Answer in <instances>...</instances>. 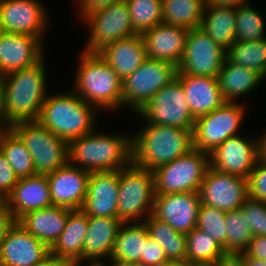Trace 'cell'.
<instances>
[{
    "label": "cell",
    "mask_w": 266,
    "mask_h": 266,
    "mask_svg": "<svg viewBox=\"0 0 266 266\" xmlns=\"http://www.w3.org/2000/svg\"><path fill=\"white\" fill-rule=\"evenodd\" d=\"M44 58L36 65L1 76L3 128L36 121L48 97Z\"/></svg>",
    "instance_id": "6da1fadb"
},
{
    "label": "cell",
    "mask_w": 266,
    "mask_h": 266,
    "mask_svg": "<svg viewBox=\"0 0 266 266\" xmlns=\"http://www.w3.org/2000/svg\"><path fill=\"white\" fill-rule=\"evenodd\" d=\"M132 136V163L154 171L194 149L193 129L146 123Z\"/></svg>",
    "instance_id": "7a4b0ae2"
},
{
    "label": "cell",
    "mask_w": 266,
    "mask_h": 266,
    "mask_svg": "<svg viewBox=\"0 0 266 266\" xmlns=\"http://www.w3.org/2000/svg\"><path fill=\"white\" fill-rule=\"evenodd\" d=\"M98 133L69 142L71 164L91 173L120 170L132 163V137Z\"/></svg>",
    "instance_id": "3957f363"
},
{
    "label": "cell",
    "mask_w": 266,
    "mask_h": 266,
    "mask_svg": "<svg viewBox=\"0 0 266 266\" xmlns=\"http://www.w3.org/2000/svg\"><path fill=\"white\" fill-rule=\"evenodd\" d=\"M97 110L74 91L61 92L45 99L37 121L69 143L95 130Z\"/></svg>",
    "instance_id": "277c9868"
},
{
    "label": "cell",
    "mask_w": 266,
    "mask_h": 266,
    "mask_svg": "<svg viewBox=\"0 0 266 266\" xmlns=\"http://www.w3.org/2000/svg\"><path fill=\"white\" fill-rule=\"evenodd\" d=\"M75 93L97 109L122 106V79L98 53L81 52Z\"/></svg>",
    "instance_id": "5b68a950"
},
{
    "label": "cell",
    "mask_w": 266,
    "mask_h": 266,
    "mask_svg": "<svg viewBox=\"0 0 266 266\" xmlns=\"http://www.w3.org/2000/svg\"><path fill=\"white\" fill-rule=\"evenodd\" d=\"M118 193L117 218L122 223L140 220L143 222L145 215L147 219L153 211L155 199L153 172L133 163L120 169Z\"/></svg>",
    "instance_id": "8992f818"
},
{
    "label": "cell",
    "mask_w": 266,
    "mask_h": 266,
    "mask_svg": "<svg viewBox=\"0 0 266 266\" xmlns=\"http://www.w3.org/2000/svg\"><path fill=\"white\" fill-rule=\"evenodd\" d=\"M32 156L36 174H48L69 161V143L36 121L14 123L9 127Z\"/></svg>",
    "instance_id": "52a82bcc"
},
{
    "label": "cell",
    "mask_w": 266,
    "mask_h": 266,
    "mask_svg": "<svg viewBox=\"0 0 266 266\" xmlns=\"http://www.w3.org/2000/svg\"><path fill=\"white\" fill-rule=\"evenodd\" d=\"M209 166V154L194 148L189 153L158 167L152 171L155 195L199 192Z\"/></svg>",
    "instance_id": "ba28073f"
},
{
    "label": "cell",
    "mask_w": 266,
    "mask_h": 266,
    "mask_svg": "<svg viewBox=\"0 0 266 266\" xmlns=\"http://www.w3.org/2000/svg\"><path fill=\"white\" fill-rule=\"evenodd\" d=\"M177 66L164 60L146 58L142 65L122 81V106L128 105L135 113L176 78Z\"/></svg>",
    "instance_id": "9c48e42d"
},
{
    "label": "cell",
    "mask_w": 266,
    "mask_h": 266,
    "mask_svg": "<svg viewBox=\"0 0 266 266\" xmlns=\"http://www.w3.org/2000/svg\"><path fill=\"white\" fill-rule=\"evenodd\" d=\"M245 107L225 101L212 112L194 121L193 144L195 149L210 154L228 138L237 136L244 120Z\"/></svg>",
    "instance_id": "30bf717a"
},
{
    "label": "cell",
    "mask_w": 266,
    "mask_h": 266,
    "mask_svg": "<svg viewBox=\"0 0 266 266\" xmlns=\"http://www.w3.org/2000/svg\"><path fill=\"white\" fill-rule=\"evenodd\" d=\"M148 124L193 129L194 118L190 112L182 83L173 79L161 88L137 113Z\"/></svg>",
    "instance_id": "8fae6325"
},
{
    "label": "cell",
    "mask_w": 266,
    "mask_h": 266,
    "mask_svg": "<svg viewBox=\"0 0 266 266\" xmlns=\"http://www.w3.org/2000/svg\"><path fill=\"white\" fill-rule=\"evenodd\" d=\"M82 21L90 28L88 43L83 50L88 53H97L110 43L137 34L131 25L129 8L125 0L94 11Z\"/></svg>",
    "instance_id": "7c38bea8"
},
{
    "label": "cell",
    "mask_w": 266,
    "mask_h": 266,
    "mask_svg": "<svg viewBox=\"0 0 266 266\" xmlns=\"http://www.w3.org/2000/svg\"><path fill=\"white\" fill-rule=\"evenodd\" d=\"M226 59V50L202 28L189 29L185 51L177 66L183 74L217 77Z\"/></svg>",
    "instance_id": "4fadbf2b"
},
{
    "label": "cell",
    "mask_w": 266,
    "mask_h": 266,
    "mask_svg": "<svg viewBox=\"0 0 266 266\" xmlns=\"http://www.w3.org/2000/svg\"><path fill=\"white\" fill-rule=\"evenodd\" d=\"M200 200L224 211L239 209L249 197L248 179L208 167L201 182Z\"/></svg>",
    "instance_id": "5bb4252c"
},
{
    "label": "cell",
    "mask_w": 266,
    "mask_h": 266,
    "mask_svg": "<svg viewBox=\"0 0 266 266\" xmlns=\"http://www.w3.org/2000/svg\"><path fill=\"white\" fill-rule=\"evenodd\" d=\"M260 157V137L247 140L237 135L228 138L212 151L209 163L217 171L248 179Z\"/></svg>",
    "instance_id": "9a60e30c"
},
{
    "label": "cell",
    "mask_w": 266,
    "mask_h": 266,
    "mask_svg": "<svg viewBox=\"0 0 266 266\" xmlns=\"http://www.w3.org/2000/svg\"><path fill=\"white\" fill-rule=\"evenodd\" d=\"M44 8L38 0H0V21L4 31L32 35L43 40L49 24Z\"/></svg>",
    "instance_id": "2e32d148"
},
{
    "label": "cell",
    "mask_w": 266,
    "mask_h": 266,
    "mask_svg": "<svg viewBox=\"0 0 266 266\" xmlns=\"http://www.w3.org/2000/svg\"><path fill=\"white\" fill-rule=\"evenodd\" d=\"M200 206L199 192L155 195L152 215L187 234L197 225Z\"/></svg>",
    "instance_id": "e0dca14e"
},
{
    "label": "cell",
    "mask_w": 266,
    "mask_h": 266,
    "mask_svg": "<svg viewBox=\"0 0 266 266\" xmlns=\"http://www.w3.org/2000/svg\"><path fill=\"white\" fill-rule=\"evenodd\" d=\"M50 255V248L31 235L18 221L0 244L3 266H34Z\"/></svg>",
    "instance_id": "ac0fdd59"
},
{
    "label": "cell",
    "mask_w": 266,
    "mask_h": 266,
    "mask_svg": "<svg viewBox=\"0 0 266 266\" xmlns=\"http://www.w3.org/2000/svg\"><path fill=\"white\" fill-rule=\"evenodd\" d=\"M46 175L52 205L81 210L87 194L90 172L78 168L68 161L64 166Z\"/></svg>",
    "instance_id": "d6986e66"
},
{
    "label": "cell",
    "mask_w": 266,
    "mask_h": 266,
    "mask_svg": "<svg viewBox=\"0 0 266 266\" xmlns=\"http://www.w3.org/2000/svg\"><path fill=\"white\" fill-rule=\"evenodd\" d=\"M119 170L91 172L81 210L92 217L117 218Z\"/></svg>",
    "instance_id": "ffe728a7"
},
{
    "label": "cell",
    "mask_w": 266,
    "mask_h": 266,
    "mask_svg": "<svg viewBox=\"0 0 266 266\" xmlns=\"http://www.w3.org/2000/svg\"><path fill=\"white\" fill-rule=\"evenodd\" d=\"M43 43L32 35L5 33L0 39V76L39 63L44 57Z\"/></svg>",
    "instance_id": "44dd1931"
},
{
    "label": "cell",
    "mask_w": 266,
    "mask_h": 266,
    "mask_svg": "<svg viewBox=\"0 0 266 266\" xmlns=\"http://www.w3.org/2000/svg\"><path fill=\"white\" fill-rule=\"evenodd\" d=\"M189 29L159 23L141 34L147 58L164 60L178 66L185 51V41Z\"/></svg>",
    "instance_id": "7402d4cb"
},
{
    "label": "cell",
    "mask_w": 266,
    "mask_h": 266,
    "mask_svg": "<svg viewBox=\"0 0 266 266\" xmlns=\"http://www.w3.org/2000/svg\"><path fill=\"white\" fill-rule=\"evenodd\" d=\"M6 201L18 221L26 213L52 205L46 174H35L18 180Z\"/></svg>",
    "instance_id": "603a6c76"
},
{
    "label": "cell",
    "mask_w": 266,
    "mask_h": 266,
    "mask_svg": "<svg viewBox=\"0 0 266 266\" xmlns=\"http://www.w3.org/2000/svg\"><path fill=\"white\" fill-rule=\"evenodd\" d=\"M176 78L182 83L194 120L212 112L225 102L217 77L196 76L177 72Z\"/></svg>",
    "instance_id": "cb8c5ba5"
},
{
    "label": "cell",
    "mask_w": 266,
    "mask_h": 266,
    "mask_svg": "<svg viewBox=\"0 0 266 266\" xmlns=\"http://www.w3.org/2000/svg\"><path fill=\"white\" fill-rule=\"evenodd\" d=\"M121 224L118 218L88 216L82 262H102L106 258L110 259Z\"/></svg>",
    "instance_id": "d4e9b609"
},
{
    "label": "cell",
    "mask_w": 266,
    "mask_h": 266,
    "mask_svg": "<svg viewBox=\"0 0 266 266\" xmlns=\"http://www.w3.org/2000/svg\"><path fill=\"white\" fill-rule=\"evenodd\" d=\"M124 80L134 73L147 58L141 34L119 39L97 52Z\"/></svg>",
    "instance_id": "484cf974"
},
{
    "label": "cell",
    "mask_w": 266,
    "mask_h": 266,
    "mask_svg": "<svg viewBox=\"0 0 266 266\" xmlns=\"http://www.w3.org/2000/svg\"><path fill=\"white\" fill-rule=\"evenodd\" d=\"M72 211L66 207L51 205L26 213L18 222L31 235L51 248L64 230Z\"/></svg>",
    "instance_id": "4316f807"
},
{
    "label": "cell",
    "mask_w": 266,
    "mask_h": 266,
    "mask_svg": "<svg viewBox=\"0 0 266 266\" xmlns=\"http://www.w3.org/2000/svg\"><path fill=\"white\" fill-rule=\"evenodd\" d=\"M87 228L88 216L82 210H73L61 235L50 248V254L64 260L68 265L82 263Z\"/></svg>",
    "instance_id": "83f0119b"
},
{
    "label": "cell",
    "mask_w": 266,
    "mask_h": 266,
    "mask_svg": "<svg viewBox=\"0 0 266 266\" xmlns=\"http://www.w3.org/2000/svg\"><path fill=\"white\" fill-rule=\"evenodd\" d=\"M264 77L257 71L233 64L225 59L217 75L218 85L225 101L235 102L238 97L248 95ZM236 98V100H235Z\"/></svg>",
    "instance_id": "f1b7e54d"
},
{
    "label": "cell",
    "mask_w": 266,
    "mask_h": 266,
    "mask_svg": "<svg viewBox=\"0 0 266 266\" xmlns=\"http://www.w3.org/2000/svg\"><path fill=\"white\" fill-rule=\"evenodd\" d=\"M200 28L227 51L236 41V8L206 3Z\"/></svg>",
    "instance_id": "f546056e"
},
{
    "label": "cell",
    "mask_w": 266,
    "mask_h": 266,
    "mask_svg": "<svg viewBox=\"0 0 266 266\" xmlns=\"http://www.w3.org/2000/svg\"><path fill=\"white\" fill-rule=\"evenodd\" d=\"M149 238L144 222L122 223L110 259L140 263V256H144V243Z\"/></svg>",
    "instance_id": "4dcf8cb0"
},
{
    "label": "cell",
    "mask_w": 266,
    "mask_h": 266,
    "mask_svg": "<svg viewBox=\"0 0 266 266\" xmlns=\"http://www.w3.org/2000/svg\"><path fill=\"white\" fill-rule=\"evenodd\" d=\"M143 222L149 237L163 247L169 261H186V234L174 230L169 224L155 218L152 214Z\"/></svg>",
    "instance_id": "1f68e13d"
},
{
    "label": "cell",
    "mask_w": 266,
    "mask_h": 266,
    "mask_svg": "<svg viewBox=\"0 0 266 266\" xmlns=\"http://www.w3.org/2000/svg\"><path fill=\"white\" fill-rule=\"evenodd\" d=\"M206 0H162L163 23L187 29L201 26Z\"/></svg>",
    "instance_id": "d6a6232c"
},
{
    "label": "cell",
    "mask_w": 266,
    "mask_h": 266,
    "mask_svg": "<svg viewBox=\"0 0 266 266\" xmlns=\"http://www.w3.org/2000/svg\"><path fill=\"white\" fill-rule=\"evenodd\" d=\"M0 151L19 179L36 174L30 152L9 127L0 129Z\"/></svg>",
    "instance_id": "836d02e7"
},
{
    "label": "cell",
    "mask_w": 266,
    "mask_h": 266,
    "mask_svg": "<svg viewBox=\"0 0 266 266\" xmlns=\"http://www.w3.org/2000/svg\"><path fill=\"white\" fill-rule=\"evenodd\" d=\"M226 59L266 78V37L252 42L235 41L226 51Z\"/></svg>",
    "instance_id": "e575fe53"
},
{
    "label": "cell",
    "mask_w": 266,
    "mask_h": 266,
    "mask_svg": "<svg viewBox=\"0 0 266 266\" xmlns=\"http://www.w3.org/2000/svg\"><path fill=\"white\" fill-rule=\"evenodd\" d=\"M186 244V261L192 265L217 262L225 253L210 234L197 227L186 234Z\"/></svg>",
    "instance_id": "d590c367"
},
{
    "label": "cell",
    "mask_w": 266,
    "mask_h": 266,
    "mask_svg": "<svg viewBox=\"0 0 266 266\" xmlns=\"http://www.w3.org/2000/svg\"><path fill=\"white\" fill-rule=\"evenodd\" d=\"M226 226V253H244L253 238L250 225L241 209L227 211Z\"/></svg>",
    "instance_id": "8d00e7d4"
},
{
    "label": "cell",
    "mask_w": 266,
    "mask_h": 266,
    "mask_svg": "<svg viewBox=\"0 0 266 266\" xmlns=\"http://www.w3.org/2000/svg\"><path fill=\"white\" fill-rule=\"evenodd\" d=\"M129 8L131 25L137 34L163 22L162 0H125Z\"/></svg>",
    "instance_id": "74e56055"
},
{
    "label": "cell",
    "mask_w": 266,
    "mask_h": 266,
    "mask_svg": "<svg viewBox=\"0 0 266 266\" xmlns=\"http://www.w3.org/2000/svg\"><path fill=\"white\" fill-rule=\"evenodd\" d=\"M249 2L236 8V41L252 42L265 38L263 16Z\"/></svg>",
    "instance_id": "f35d334b"
},
{
    "label": "cell",
    "mask_w": 266,
    "mask_h": 266,
    "mask_svg": "<svg viewBox=\"0 0 266 266\" xmlns=\"http://www.w3.org/2000/svg\"><path fill=\"white\" fill-rule=\"evenodd\" d=\"M226 211L201 203L196 227L210 234L226 253Z\"/></svg>",
    "instance_id": "ab89813d"
},
{
    "label": "cell",
    "mask_w": 266,
    "mask_h": 266,
    "mask_svg": "<svg viewBox=\"0 0 266 266\" xmlns=\"http://www.w3.org/2000/svg\"><path fill=\"white\" fill-rule=\"evenodd\" d=\"M240 209L250 225L253 237L266 236V202L249 196Z\"/></svg>",
    "instance_id": "60d3db41"
},
{
    "label": "cell",
    "mask_w": 266,
    "mask_h": 266,
    "mask_svg": "<svg viewBox=\"0 0 266 266\" xmlns=\"http://www.w3.org/2000/svg\"><path fill=\"white\" fill-rule=\"evenodd\" d=\"M249 196L266 202V160L259 158L248 178Z\"/></svg>",
    "instance_id": "b9f144b4"
},
{
    "label": "cell",
    "mask_w": 266,
    "mask_h": 266,
    "mask_svg": "<svg viewBox=\"0 0 266 266\" xmlns=\"http://www.w3.org/2000/svg\"><path fill=\"white\" fill-rule=\"evenodd\" d=\"M168 261L163 247L156 241L149 238L144 243V256H140V263L143 266H163Z\"/></svg>",
    "instance_id": "7bdbcfd3"
},
{
    "label": "cell",
    "mask_w": 266,
    "mask_h": 266,
    "mask_svg": "<svg viewBox=\"0 0 266 266\" xmlns=\"http://www.w3.org/2000/svg\"><path fill=\"white\" fill-rule=\"evenodd\" d=\"M18 180L13 168L0 151V199H6Z\"/></svg>",
    "instance_id": "ee69618b"
},
{
    "label": "cell",
    "mask_w": 266,
    "mask_h": 266,
    "mask_svg": "<svg viewBox=\"0 0 266 266\" xmlns=\"http://www.w3.org/2000/svg\"><path fill=\"white\" fill-rule=\"evenodd\" d=\"M15 222L16 220L12 215L6 199H0V244Z\"/></svg>",
    "instance_id": "f6af8a7d"
},
{
    "label": "cell",
    "mask_w": 266,
    "mask_h": 266,
    "mask_svg": "<svg viewBox=\"0 0 266 266\" xmlns=\"http://www.w3.org/2000/svg\"><path fill=\"white\" fill-rule=\"evenodd\" d=\"M121 0H79V13L83 20L87 15Z\"/></svg>",
    "instance_id": "bcb514c9"
},
{
    "label": "cell",
    "mask_w": 266,
    "mask_h": 266,
    "mask_svg": "<svg viewBox=\"0 0 266 266\" xmlns=\"http://www.w3.org/2000/svg\"><path fill=\"white\" fill-rule=\"evenodd\" d=\"M245 253L249 257L266 262V236H255L251 239Z\"/></svg>",
    "instance_id": "7dc6e473"
},
{
    "label": "cell",
    "mask_w": 266,
    "mask_h": 266,
    "mask_svg": "<svg viewBox=\"0 0 266 266\" xmlns=\"http://www.w3.org/2000/svg\"><path fill=\"white\" fill-rule=\"evenodd\" d=\"M220 266H246L244 253H224L217 261Z\"/></svg>",
    "instance_id": "c3c4849f"
},
{
    "label": "cell",
    "mask_w": 266,
    "mask_h": 266,
    "mask_svg": "<svg viewBox=\"0 0 266 266\" xmlns=\"http://www.w3.org/2000/svg\"><path fill=\"white\" fill-rule=\"evenodd\" d=\"M248 0H206L207 4L218 5L222 7L238 8L247 3Z\"/></svg>",
    "instance_id": "681fc988"
},
{
    "label": "cell",
    "mask_w": 266,
    "mask_h": 266,
    "mask_svg": "<svg viewBox=\"0 0 266 266\" xmlns=\"http://www.w3.org/2000/svg\"><path fill=\"white\" fill-rule=\"evenodd\" d=\"M68 264L62 260L57 258L54 255H49L43 261L36 263L34 266H67Z\"/></svg>",
    "instance_id": "f907efd6"
},
{
    "label": "cell",
    "mask_w": 266,
    "mask_h": 266,
    "mask_svg": "<svg viewBox=\"0 0 266 266\" xmlns=\"http://www.w3.org/2000/svg\"><path fill=\"white\" fill-rule=\"evenodd\" d=\"M245 265L246 266H266V262L263 260L255 259L253 257H249L245 253Z\"/></svg>",
    "instance_id": "816d5d0a"
},
{
    "label": "cell",
    "mask_w": 266,
    "mask_h": 266,
    "mask_svg": "<svg viewBox=\"0 0 266 266\" xmlns=\"http://www.w3.org/2000/svg\"><path fill=\"white\" fill-rule=\"evenodd\" d=\"M110 260L109 266H143L141 263L138 262H126V261H120L115 259H108ZM108 266V264H107Z\"/></svg>",
    "instance_id": "f5cc1de1"
},
{
    "label": "cell",
    "mask_w": 266,
    "mask_h": 266,
    "mask_svg": "<svg viewBox=\"0 0 266 266\" xmlns=\"http://www.w3.org/2000/svg\"><path fill=\"white\" fill-rule=\"evenodd\" d=\"M260 141H261V157L264 160H266V133H263L262 135H260Z\"/></svg>",
    "instance_id": "db71d44e"
},
{
    "label": "cell",
    "mask_w": 266,
    "mask_h": 266,
    "mask_svg": "<svg viewBox=\"0 0 266 266\" xmlns=\"http://www.w3.org/2000/svg\"><path fill=\"white\" fill-rule=\"evenodd\" d=\"M163 266H192L187 261H168Z\"/></svg>",
    "instance_id": "11a10c76"
},
{
    "label": "cell",
    "mask_w": 266,
    "mask_h": 266,
    "mask_svg": "<svg viewBox=\"0 0 266 266\" xmlns=\"http://www.w3.org/2000/svg\"><path fill=\"white\" fill-rule=\"evenodd\" d=\"M3 128V110H2V81L0 76V129Z\"/></svg>",
    "instance_id": "9f6ffc18"
},
{
    "label": "cell",
    "mask_w": 266,
    "mask_h": 266,
    "mask_svg": "<svg viewBox=\"0 0 266 266\" xmlns=\"http://www.w3.org/2000/svg\"><path fill=\"white\" fill-rule=\"evenodd\" d=\"M103 262L104 261H102V262H88L89 264L87 266H107V265L103 264ZM71 265L72 266H80L81 262L73 263Z\"/></svg>",
    "instance_id": "6f0895ef"
},
{
    "label": "cell",
    "mask_w": 266,
    "mask_h": 266,
    "mask_svg": "<svg viewBox=\"0 0 266 266\" xmlns=\"http://www.w3.org/2000/svg\"><path fill=\"white\" fill-rule=\"evenodd\" d=\"M192 266H220V264L218 262H213V263L193 264Z\"/></svg>",
    "instance_id": "680465c9"
},
{
    "label": "cell",
    "mask_w": 266,
    "mask_h": 266,
    "mask_svg": "<svg viewBox=\"0 0 266 266\" xmlns=\"http://www.w3.org/2000/svg\"><path fill=\"white\" fill-rule=\"evenodd\" d=\"M6 32L4 31V28L2 26V23L0 21V39L3 37V35L5 34Z\"/></svg>",
    "instance_id": "91938a15"
}]
</instances>
